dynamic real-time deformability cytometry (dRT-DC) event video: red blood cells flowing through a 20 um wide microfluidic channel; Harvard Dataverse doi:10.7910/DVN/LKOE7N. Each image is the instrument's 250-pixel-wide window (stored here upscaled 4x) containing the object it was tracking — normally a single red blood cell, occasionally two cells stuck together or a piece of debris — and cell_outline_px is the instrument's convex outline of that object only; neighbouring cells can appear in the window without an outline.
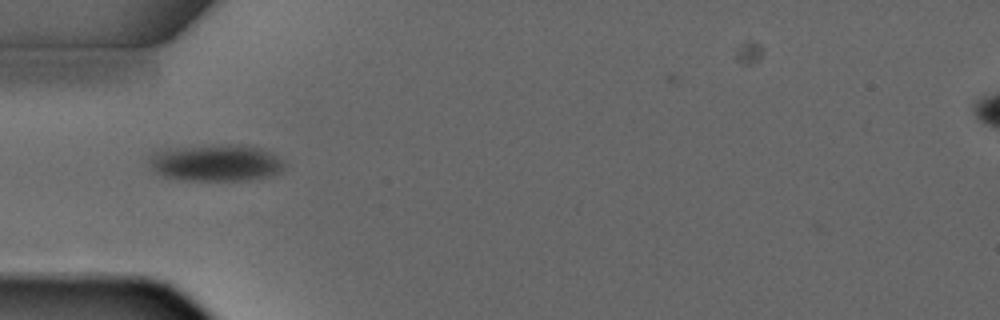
{"species": "common noctule bat (a hibernating species)", "species_latin": "Nyctalus noctula", "temperature_condition": "warm", "stored_images_in_passage": 3, "camera_frame_rate_fps": 3000, "um_per_image_px": 0.085, "animal": {"sex": "male", "forearm_length_mm": 52.5}, "frame": {"image": 1, "passage_image": 2, "time_ms": 1.333, "image_size_px": [1000, 320], "cell_outline_px": [[288, 164], [280, 172], [268, 176], [248, 180], [188, 180], [164, 176], [156, 172], [152, 168], [148, 160], [156, 152], [184, 148], [236, 144], [240, 144], [272, 152], [284, 160]], "centroid_in_image_um": [18.47, 13.86], "position_along_channel_um": 66.5, "area_um2": 28.32}}